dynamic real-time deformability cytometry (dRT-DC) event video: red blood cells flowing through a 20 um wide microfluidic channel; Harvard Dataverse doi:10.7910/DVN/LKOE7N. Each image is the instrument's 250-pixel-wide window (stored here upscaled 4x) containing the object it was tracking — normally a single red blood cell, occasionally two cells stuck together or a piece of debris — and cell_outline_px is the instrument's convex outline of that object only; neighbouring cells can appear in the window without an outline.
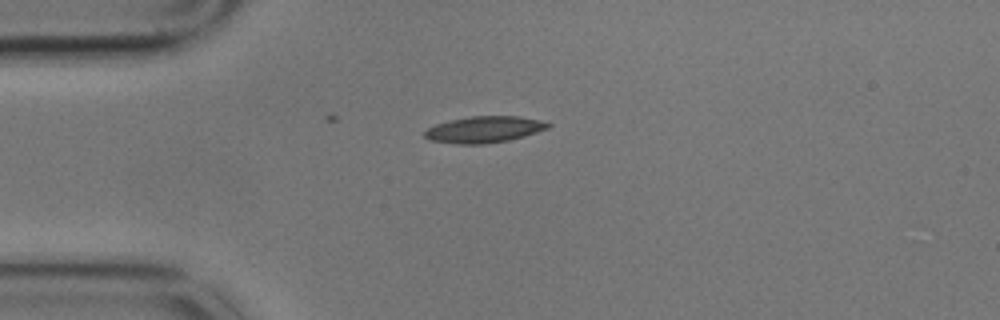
{"species": "common noctule bat (a hibernating species)", "species_latin": "Nyctalus noctula", "temperature_condition": "cold", "stored_images_in_passage": 2, "camera_frame_rate_fps": 3000, "um_per_image_px": 0.085, "animal": {"sex": "male", "body_mass_g": 17.9}, "frame": {"image": 1, "passage_image": 1, "time_ms": 0.0, "image_size_px": [1000, 320], "cell_outline_px": [[552, 124], [548, 128], [524, 136], [508, 140], [484, 144], [456, 144], [428, 140], [424, 136], [424, 132], [428, 128], [436, 124], [452, 120], [472, 116], [516, 116], [540, 120]], "centroid_in_image_um": [41.14, 11.01], "position_along_channel_um": 43.9, "area_um2": 18.84}}